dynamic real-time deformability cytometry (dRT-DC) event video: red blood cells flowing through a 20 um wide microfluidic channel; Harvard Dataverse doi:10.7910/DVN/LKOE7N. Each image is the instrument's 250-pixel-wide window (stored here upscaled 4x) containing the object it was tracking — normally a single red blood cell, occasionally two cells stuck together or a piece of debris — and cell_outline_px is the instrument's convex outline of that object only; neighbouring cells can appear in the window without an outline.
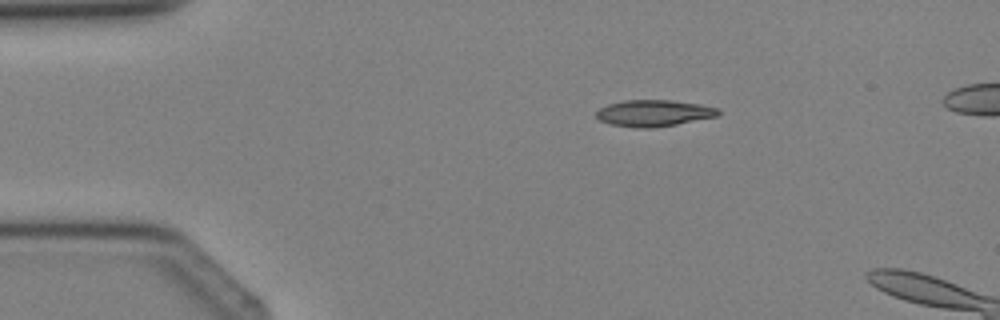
{"species": "Egyptian fruit bat (a non-hibernating species)", "species_latin": "Rousettus aegyptiacus", "temperature_condition": "cold", "stored_images_in_passage": 3, "camera_frame_rate_fps": 3000, "um_per_image_px": 0.085, "animal": {"sex": "female"}, "frame": {"image": 1, "passage_image": 1, "time_ms": 0.0, "image_size_px": [1000, 320], "cell_outline_px": [[720, 112], [716, 116], [676, 124], [652, 128], [636, 128], [612, 124], [600, 120], [596, 116], [596, 112], [600, 108], [608, 104], [624, 100], [672, 100], [700, 104], [720, 108]], "centroid_in_image_um": [55.58, 9.61], "position_along_channel_um": 29.4, "area_um2": 18.73}}